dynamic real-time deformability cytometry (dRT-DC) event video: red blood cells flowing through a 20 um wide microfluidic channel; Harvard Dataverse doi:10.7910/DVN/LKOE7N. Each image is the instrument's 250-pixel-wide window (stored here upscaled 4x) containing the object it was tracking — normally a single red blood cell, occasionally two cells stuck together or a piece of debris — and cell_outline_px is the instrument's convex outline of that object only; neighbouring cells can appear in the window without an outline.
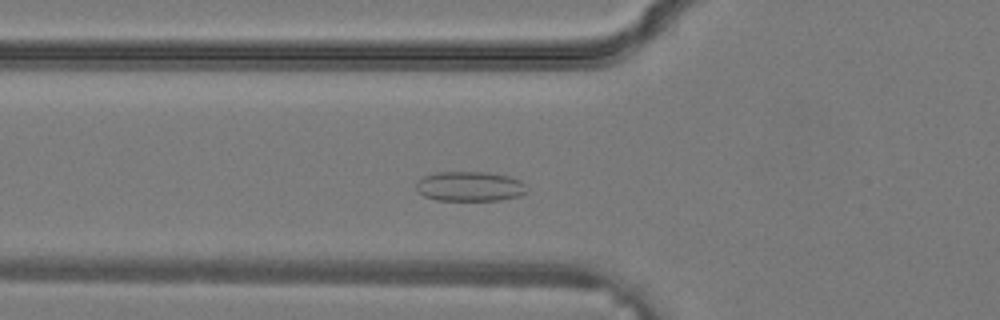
{"species": "common noctule bat (a hibernating species)", "species_latin": "Nyctalus noctula", "temperature_condition": "warm", "stored_images_in_passage": 31, "camera_frame_rate_fps": 3000, "um_per_image_px": 0.085, "animal": {"sex": "male", "body_mass_g": 19.2, "forearm_length_mm": 51.8}, "frame": {"image": 1, "passage_image": 8, "time_ms": 2.333, "image_size_px": [1000, 320], "cell_outline_px": [[528, 192], [520, 196], [500, 200], [436, 200], [424, 196], [416, 188], [416, 184], [424, 176], [436, 172], [488, 172], [508, 176], [520, 180], [528, 188]], "centroid_in_image_um": [39.97, 15.84], "position_along_channel_um": 85.8, "area_um2": 19.25}}
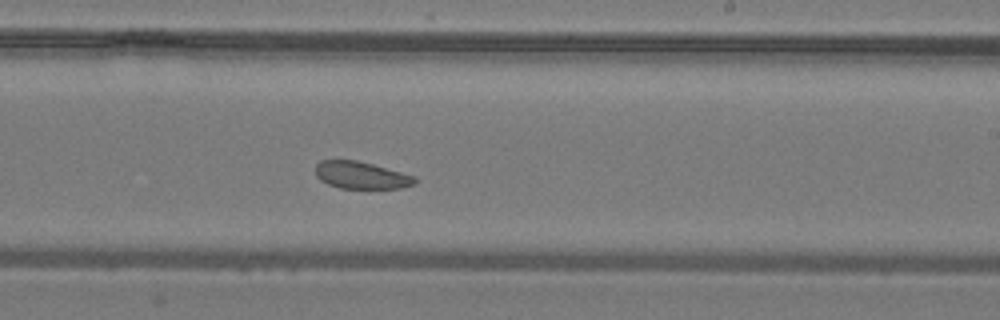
{"frame": {"image": 2, "passage_image": 17, "time_ms": 5.333, "image_size_px": [1000, 320], "cell_outline_px": [[416, 184], [400, 188], [340, 188], [328, 184], [320, 180], [316, 176], [316, 164], [320, 160], [356, 160], [372, 164], [416, 176]], "centroid_in_image_um": [30.7, 14.89], "position_along_channel_um": 258.3, "area_um2": 15.72}}
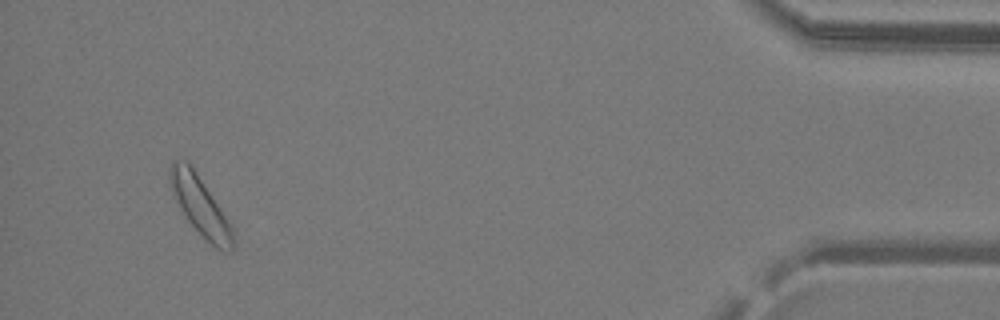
{"frame": {"image": 3, "passage_image": 29, "time_ms": 9.333, "image_size_px": [1000, 320], "cell_outline_px": [[236, 244], [232, 252], [216, 248], [204, 240], [184, 216], [176, 200], [168, 180], [168, 168], [172, 160], [184, 160], [192, 168], [232, 228]], "centroid_in_image_um": [16.98, 17.56], "position_along_channel_um": 418.2, "area_um2": 21.04}}